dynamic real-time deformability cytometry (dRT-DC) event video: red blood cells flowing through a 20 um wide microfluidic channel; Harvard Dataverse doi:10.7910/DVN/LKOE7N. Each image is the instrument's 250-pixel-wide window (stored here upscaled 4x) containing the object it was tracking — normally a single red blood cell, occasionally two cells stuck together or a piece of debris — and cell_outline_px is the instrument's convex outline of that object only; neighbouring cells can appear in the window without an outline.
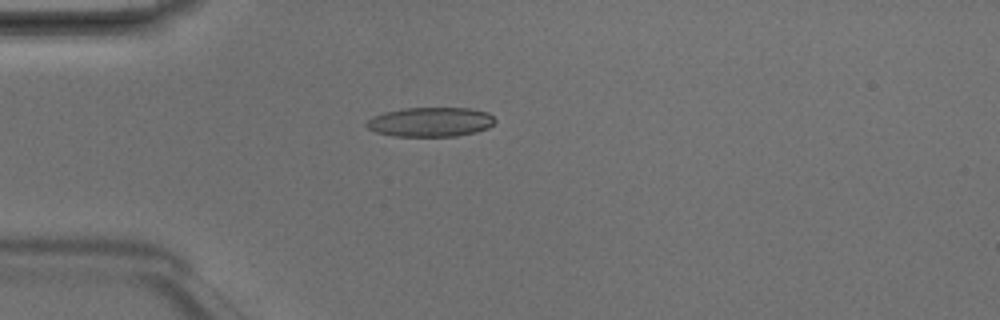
{"species": "Egyptian fruit bat (a non-hibernating species)", "species_latin": "Rousettus aegyptiacus", "temperature_condition": "room temperature", "stored_images_in_passage": 2, "camera_frame_rate_fps": 3000, "um_per_image_px": 0.085, "animal": {"sex": "male"}, "frame": {"image": 1, "passage_image": 1, "time_ms": 0.0, "image_size_px": [1000, 320], "cell_outline_px": [[496, 120], [488, 128], [476, 132], [456, 136], [392, 136], [376, 132], [368, 128], [364, 124], [372, 116], [384, 112], [404, 108], [468, 108], [488, 112]], "centroid_in_image_um": [36.57, 10.37], "position_along_channel_um": 48.4, "area_um2": 22.08}}